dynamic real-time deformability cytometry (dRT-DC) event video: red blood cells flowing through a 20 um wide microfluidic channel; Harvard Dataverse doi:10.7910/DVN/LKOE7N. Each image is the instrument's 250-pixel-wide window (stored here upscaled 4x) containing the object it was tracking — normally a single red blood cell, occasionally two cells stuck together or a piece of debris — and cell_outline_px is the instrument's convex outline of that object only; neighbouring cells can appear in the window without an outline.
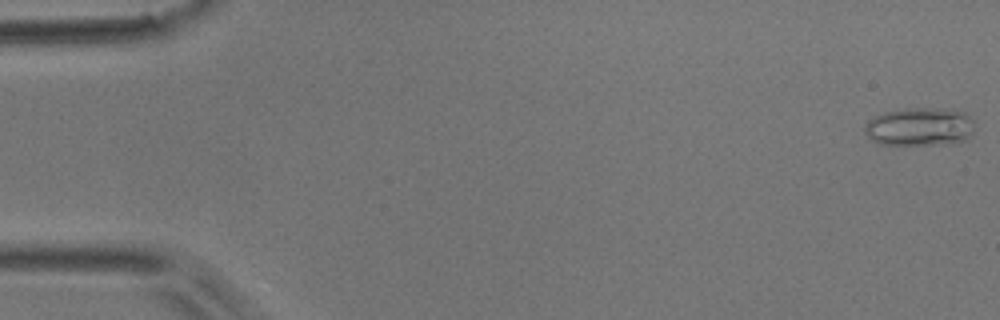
{"species": "common noctule bat (a hibernating species)", "species_latin": "Nyctalus noctula", "temperature_condition": "room temperature", "stored_images_in_passage": 51, "camera_frame_rate_fps": 3000, "um_per_image_px": 0.085, "animal": {"sex": "male", "body_mass_g": 17.9}, "frame": {"image": 1, "passage_image": 1, "time_ms": 0.0, "image_size_px": [1000, 320], "cell_outline_px": [[972, 136], [968, 140], [952, 144], [880, 144], [872, 140], [864, 132], [864, 124], [868, 120], [884, 112], [904, 108], [944, 108], [964, 112], [972, 120]], "centroid_in_image_um": [78.18, 10.77], "position_along_channel_um": 6.8, "area_um2": 24.74}}
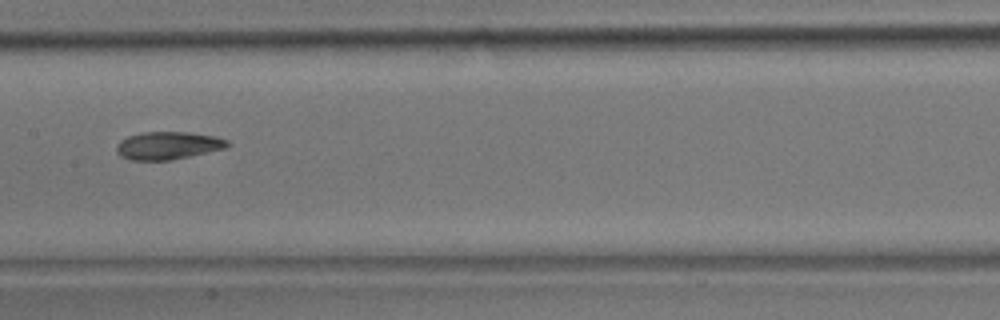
{"frame": {"image": 2, "passage_image": 26, "time_ms": 8.333, "image_size_px": [1000, 320], "cell_outline_px": [[232, 144], [228, 148], [172, 160], [132, 160], [120, 156], [116, 152], [116, 148], [120, 140], [128, 136], [144, 132], [188, 132], [216, 136], [228, 140]], "centroid_in_image_um": [14.33, 12.37], "position_along_channel_um": 193.1, "area_um2": 18.15}}
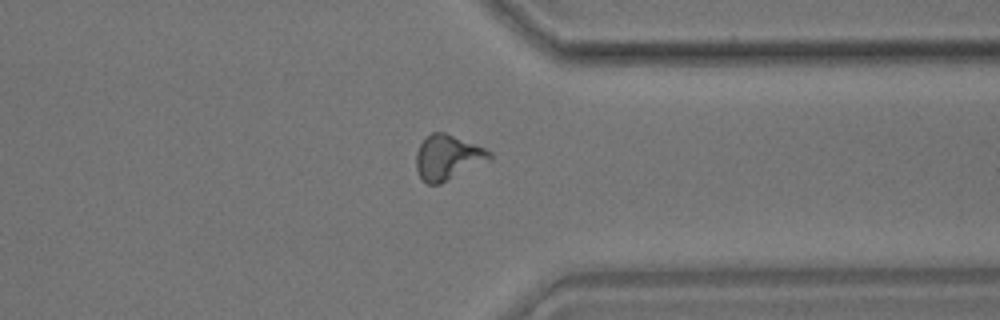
{"frame": {"image": 3, "passage_image": 40, "time_ms": 13.0, "image_size_px": [1000, 320], "cell_outline_px": [[492, 160], [440, 184], [428, 184], [420, 176], [416, 168], [416, 152], [420, 144], [432, 132], [444, 132], [476, 144], [492, 152]], "centroid_in_image_um": [38.09, 13.38], "position_along_channel_um": 373.3, "area_um2": 19.25}, "authors_computed_cell_mechanics": {"area_um2": 18.3226, "velocity_mm_per_s": 3.9303, "shape_relaxation_time_tau1_ms": 7.8306, "shape_relaxation_time_tau2_ms": 5.2879, "deformation_change_tau1": 0.1665, "deformation_change_tau2": 0.142}}